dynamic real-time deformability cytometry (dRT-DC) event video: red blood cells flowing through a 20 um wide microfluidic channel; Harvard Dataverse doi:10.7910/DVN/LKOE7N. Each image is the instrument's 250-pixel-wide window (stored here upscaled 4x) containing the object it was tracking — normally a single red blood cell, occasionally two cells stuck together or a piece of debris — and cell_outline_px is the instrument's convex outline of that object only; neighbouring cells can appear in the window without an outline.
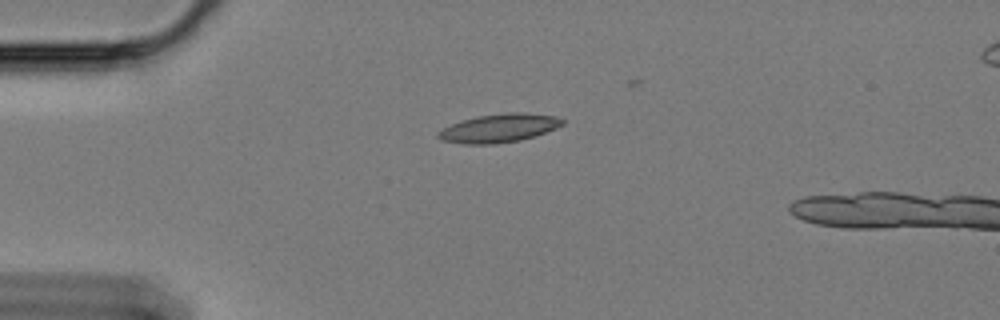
{"species": "Egyptian fruit bat (a non-hibernating species)", "species_latin": "Rousettus aegyptiacus", "temperature_condition": "cold", "stored_images_in_passage": 5, "camera_frame_rate_fps": 3000, "um_per_image_px": 0.085, "animal": {"sex": "female"}, "frame": {"image": 1, "passage_image": 1, "time_ms": 0.0, "image_size_px": [1000, 320], "cell_outline_px": [[564, 124], [556, 128], [520, 140], [492, 144], [464, 144], [440, 140], [436, 136], [436, 132], [452, 124], [476, 116], [508, 112], [524, 112], [556, 116], [564, 120]], "centroid_in_image_um": [42.4, 10.88], "position_along_channel_um": 42.6, "area_um2": 20.52}}